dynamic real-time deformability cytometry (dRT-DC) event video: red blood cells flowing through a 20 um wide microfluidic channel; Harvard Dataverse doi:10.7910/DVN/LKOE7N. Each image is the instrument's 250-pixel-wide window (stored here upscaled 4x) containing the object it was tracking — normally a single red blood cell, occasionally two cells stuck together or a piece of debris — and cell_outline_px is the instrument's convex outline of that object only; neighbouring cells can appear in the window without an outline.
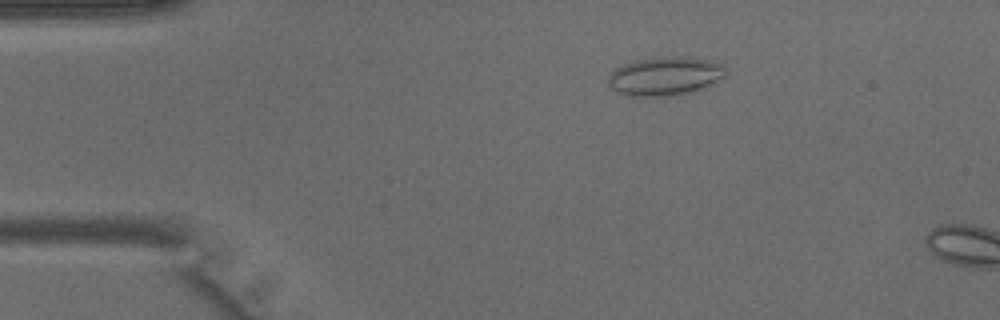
{"species": "common noctule bat (a hibernating species)", "species_latin": "Nyctalus noctula", "temperature_condition": "warm", "stored_images_in_passage": 11, "camera_frame_rate_fps": 3000, "um_per_image_px": 0.085, "animal": {"sex": "male", "body_mass_g": 15.6}, "frame": {"image": 1, "passage_image": 8, "time_ms": 2.333, "image_size_px": [1000, 320], "cell_outline_px": [[728, 72], [724, 76], [692, 92], [672, 96], [624, 96], [616, 92], [608, 84], [608, 76], [616, 68], [624, 64], [636, 60], [664, 56], [708, 60], [720, 64]], "centroid_in_image_um": [56.45, 6.49], "position_along_channel_um": 28.5, "area_um2": 26.13}}